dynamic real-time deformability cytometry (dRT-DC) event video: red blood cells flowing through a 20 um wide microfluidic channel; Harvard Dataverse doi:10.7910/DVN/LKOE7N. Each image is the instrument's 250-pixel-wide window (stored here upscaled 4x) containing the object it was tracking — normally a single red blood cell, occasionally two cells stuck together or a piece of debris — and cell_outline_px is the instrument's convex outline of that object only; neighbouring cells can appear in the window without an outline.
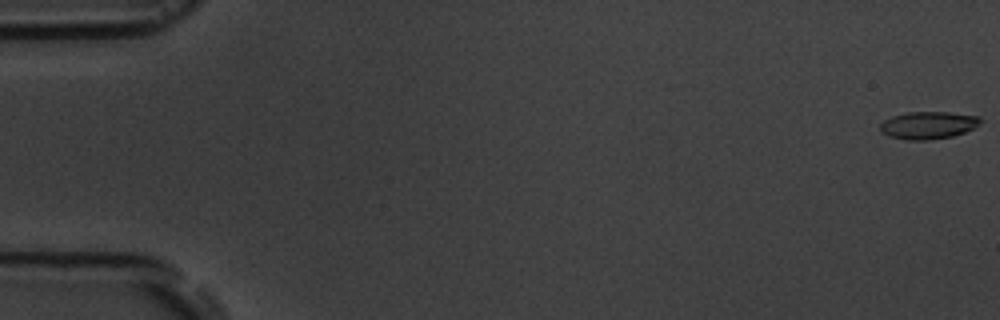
{"species": "common noctule bat (a hibernating species)", "species_latin": "Nyctalus noctula", "temperature_condition": "room temperature", "stored_images_in_passage": 5, "camera_frame_rate_fps": 3000, "um_per_image_px": 0.085, "animal": {"sex": "male", "body_mass_g": 19.5, "forearm_length_mm": 54.6}, "frame": {"image": 1, "passage_image": 1, "time_ms": 0.0, "image_size_px": [1000, 320], "cell_outline_px": [[984, 120], [972, 128], [964, 132], [952, 136], [928, 140], [908, 140], [892, 136], [880, 132], [880, 124], [884, 120], [892, 116], [908, 112], [948, 112], [980, 116]], "centroid_in_image_um": [78.9, 10.63], "position_along_channel_um": 6.1, "area_um2": 15.95}}